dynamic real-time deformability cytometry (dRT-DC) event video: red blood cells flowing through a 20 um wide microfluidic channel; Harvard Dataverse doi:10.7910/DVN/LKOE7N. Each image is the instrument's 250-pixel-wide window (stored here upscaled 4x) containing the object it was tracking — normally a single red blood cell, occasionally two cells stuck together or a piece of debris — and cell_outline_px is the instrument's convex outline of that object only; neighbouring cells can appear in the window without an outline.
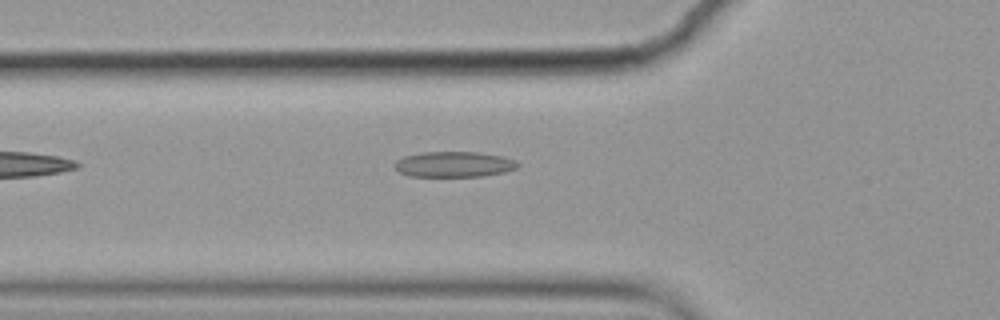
{"species": "common noctule bat (a hibernating species)", "species_latin": "Nyctalus noctula", "temperature_condition": "cold", "stored_images_in_passage": 6, "camera_frame_rate_fps": 3000, "um_per_image_px": 0.085, "animal": {"sex": "female", "body_mass_g": 19.9}, "frame": {"image": 1, "passage_image": 6, "time_ms": 1.667, "image_size_px": [1000, 320], "cell_outline_px": [[520, 164], [516, 168], [504, 172], [484, 176], [408, 176], [400, 172], [392, 164], [396, 160], [404, 156], [424, 152], [476, 152], [500, 156], [516, 160]], "centroid_in_image_um": [38.57, 13.97], "position_along_channel_um": 87.2, "area_um2": 18.26}}